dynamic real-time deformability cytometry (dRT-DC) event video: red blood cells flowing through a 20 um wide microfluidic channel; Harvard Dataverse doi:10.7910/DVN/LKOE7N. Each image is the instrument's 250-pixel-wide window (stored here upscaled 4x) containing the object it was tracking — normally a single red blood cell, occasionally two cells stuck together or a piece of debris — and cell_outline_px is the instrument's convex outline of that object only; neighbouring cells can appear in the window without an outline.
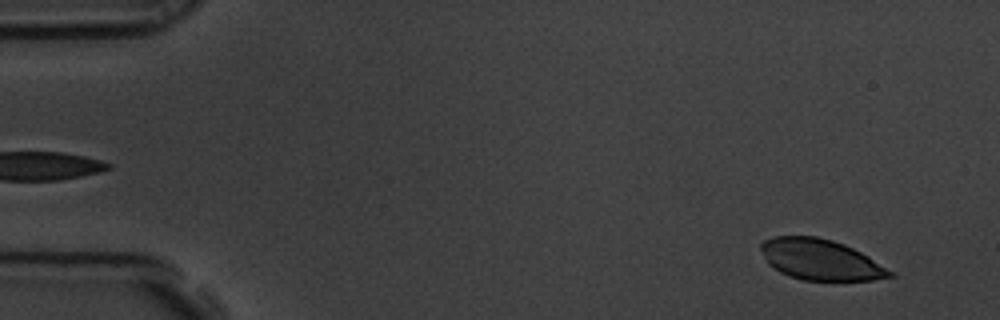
{"species": "common noctule bat (a hibernating species)", "species_latin": "Nyctalus noctula", "temperature_condition": "room temperature", "stored_images_in_passage": 4, "camera_frame_rate_fps": 3000, "um_per_image_px": 0.085, "animal": {"sex": "male", "body_mass_g": 19.5, "forearm_length_mm": 54.6}, "frame": {"image": 1, "passage_image": 1, "time_ms": 0.0, "image_size_px": [1000, 320], "cell_outline_px": [[896, 276], [872, 280], [804, 280], [780, 272], [768, 264], [760, 248], [760, 244], [764, 240], [772, 236], [816, 236], [832, 240], [844, 244], [868, 256], [896, 272]], "centroid_in_image_um": [69.77, 22.06], "position_along_channel_um": 15.2, "area_um2": 30.63}}